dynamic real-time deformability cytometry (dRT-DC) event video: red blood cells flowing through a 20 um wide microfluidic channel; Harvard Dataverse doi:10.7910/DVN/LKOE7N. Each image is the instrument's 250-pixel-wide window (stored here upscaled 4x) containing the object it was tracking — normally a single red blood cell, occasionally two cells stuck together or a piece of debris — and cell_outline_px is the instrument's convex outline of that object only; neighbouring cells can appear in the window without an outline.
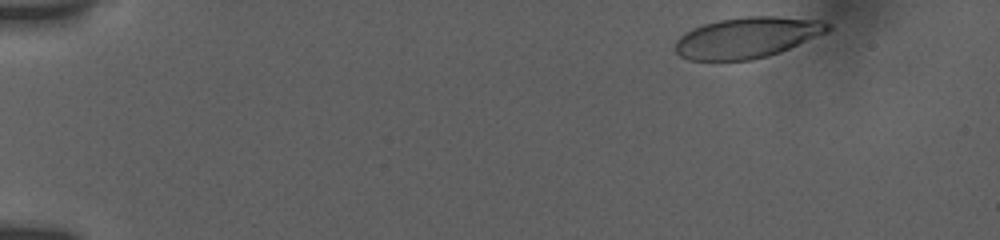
{"species": "human", "species_latin": "Homo sapiens", "temperature_condition": "room temperature", "stored_images_in_passage": 11, "camera_frame_rate_fps": 3000, "um_per_image_px": 0.085, "donor": {"sex": "female"}, "frame": {"image": 1, "passage_image": 1, "time_ms": 0.0, "image_size_px": [1000, 240], "cell_outline_px": [[832, 28], [828, 32], [780, 52], [768, 56], [752, 60], [688, 60], [680, 56], [676, 52], [676, 40], [684, 32], [692, 28], [704, 24], [720, 20], [744, 16], [776, 16], [820, 20], [832, 24]], "centroid_in_image_um": [63.53, 3.19], "position_along_channel_um": 21.5, "area_um2": 36.41}}
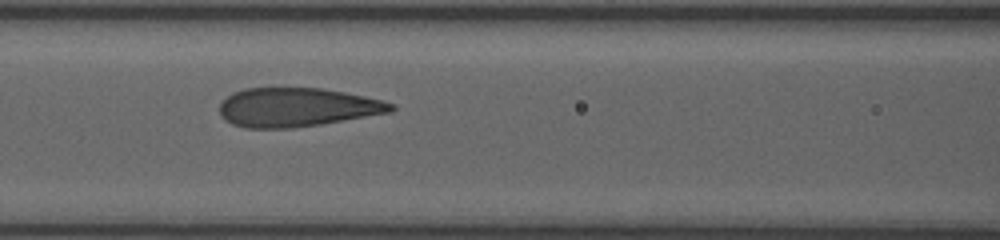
{"frame": {"image": 2, "passage_image": 10, "time_ms": 6.333, "image_size_px": [1000, 240], "cell_outline_px": [[396, 108], [392, 112], [320, 124], [292, 128], [244, 128], [232, 124], [224, 120], [220, 116], [220, 104], [232, 92], [244, 88], [320, 88], [344, 92], [384, 100], [392, 104]], "centroid_in_image_um": [25.22, 9.12], "position_along_channel_um": 141.4, "area_um2": 38.9}}
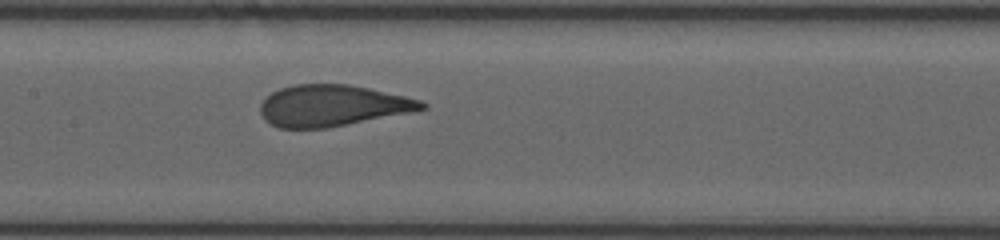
{"frame": {"image": 3, "passage_image": 11, "time_ms": 7.333, "image_size_px": [1000, 240], "cell_outline_px": [[428, 108], [328, 128], [280, 128], [264, 120], [260, 112], [260, 104], [272, 92], [280, 88], [296, 84], [348, 84], [368, 88], [404, 96], [420, 100], [428, 104]], "centroid_in_image_um": [28.22, 8.98], "position_along_channel_um": 179.2, "area_um2": 38.55}}